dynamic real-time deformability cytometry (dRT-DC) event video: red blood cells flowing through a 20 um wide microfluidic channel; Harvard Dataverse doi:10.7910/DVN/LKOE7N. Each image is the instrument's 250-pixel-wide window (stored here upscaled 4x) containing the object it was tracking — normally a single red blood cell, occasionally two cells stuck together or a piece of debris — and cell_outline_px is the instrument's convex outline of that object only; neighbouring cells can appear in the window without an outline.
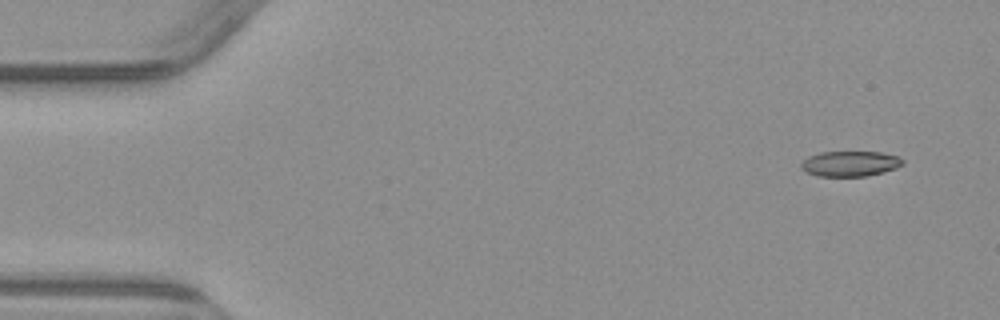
{"species": "common noctule bat (a hibernating species)", "species_latin": "Nyctalus noctula", "temperature_condition": "warm", "stored_images_in_passage": 3, "camera_frame_rate_fps": 3000, "um_per_image_px": 0.085, "animal": {"sex": "male", "body_mass_g": 23.1, "forearm_length_mm": 52.7}, "frame": {"image": 1, "passage_image": 1, "time_ms": 0.0, "image_size_px": [1000, 320], "cell_outline_px": [[904, 164], [896, 168], [864, 176], [816, 176], [804, 172], [800, 168], [800, 164], [808, 156], [820, 152], [880, 152], [896, 156], [904, 160]], "centroid_in_image_um": [72.2, 13.91], "position_along_channel_um": 12.8, "area_um2": 14.97}}